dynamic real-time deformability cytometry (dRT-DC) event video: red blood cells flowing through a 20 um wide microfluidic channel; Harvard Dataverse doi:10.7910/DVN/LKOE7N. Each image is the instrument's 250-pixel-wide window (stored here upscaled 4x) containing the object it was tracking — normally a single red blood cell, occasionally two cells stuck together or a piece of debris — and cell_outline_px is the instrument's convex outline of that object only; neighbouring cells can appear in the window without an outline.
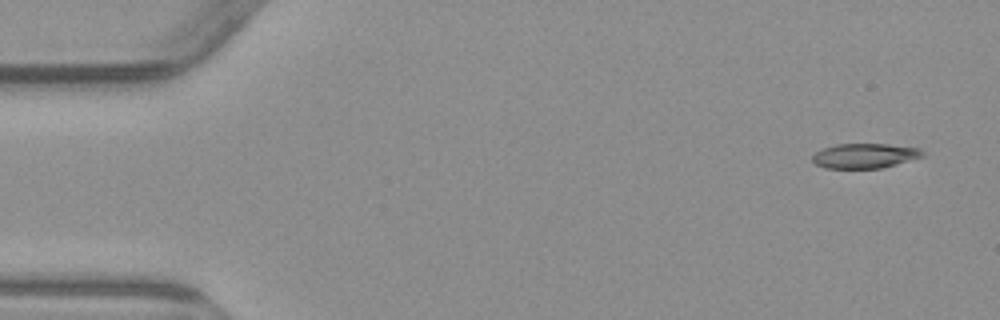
{"species": "common noctule bat (a hibernating species)", "species_latin": "Nyctalus noctula", "temperature_condition": "warm", "stored_images_in_passage": 7, "camera_frame_rate_fps": 3000, "um_per_image_px": 0.085, "animal": {"sex": "male", "body_mass_g": 23.1, "forearm_length_mm": 52.7}, "frame": {"image": 1, "passage_image": 1, "time_ms": 0.0, "image_size_px": [1000, 320], "cell_outline_px": [[924, 156], [896, 164], [880, 168], [824, 168], [816, 164], [812, 160], [812, 156], [816, 152], [824, 148], [836, 144], [888, 144], [920, 148], [924, 152]], "centroid_in_image_um": [73.51, 13.24], "position_along_channel_um": 11.5, "area_um2": 15.84}}
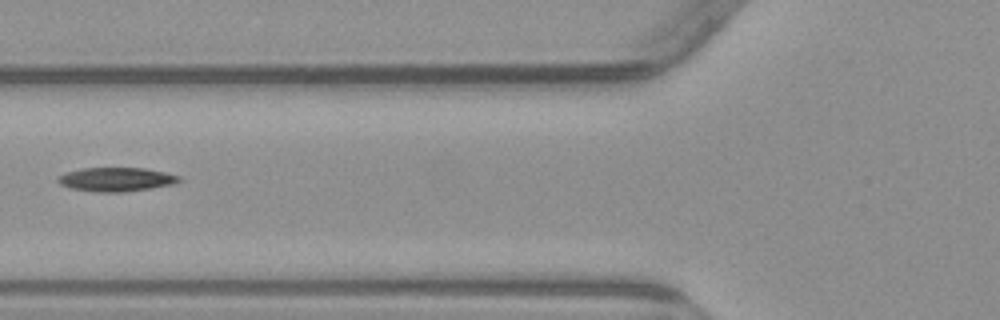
{"frame": {"image": 2, "passage_image": 6, "time_ms": 6.0, "image_size_px": [1000, 320], "cell_outline_px": [[180, 180], [172, 184], [124, 192], [96, 192], [68, 188], [60, 184], [56, 180], [60, 176], [68, 172], [84, 168], [144, 168], [164, 172], [180, 176]], "centroid_in_image_um": [9.84, 15.25], "position_along_channel_um": 116.0, "area_um2": 16.65}}
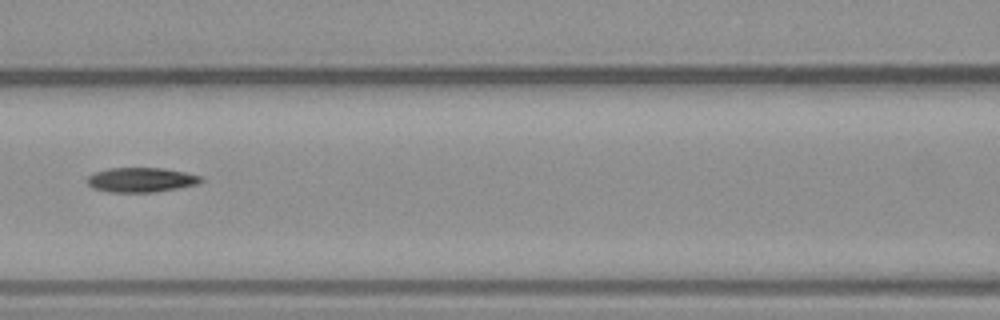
{"frame": {"image": 3, "passage_image": 7, "time_ms": 7.0, "image_size_px": [1000, 320], "cell_outline_px": [[204, 180], [196, 184], [156, 192], [112, 192], [92, 188], [84, 180], [88, 176], [96, 172], [108, 168], [164, 168], [204, 176]], "centroid_in_image_um": [11.98, 15.28], "position_along_channel_um": 154.6, "area_um2": 16.36}}